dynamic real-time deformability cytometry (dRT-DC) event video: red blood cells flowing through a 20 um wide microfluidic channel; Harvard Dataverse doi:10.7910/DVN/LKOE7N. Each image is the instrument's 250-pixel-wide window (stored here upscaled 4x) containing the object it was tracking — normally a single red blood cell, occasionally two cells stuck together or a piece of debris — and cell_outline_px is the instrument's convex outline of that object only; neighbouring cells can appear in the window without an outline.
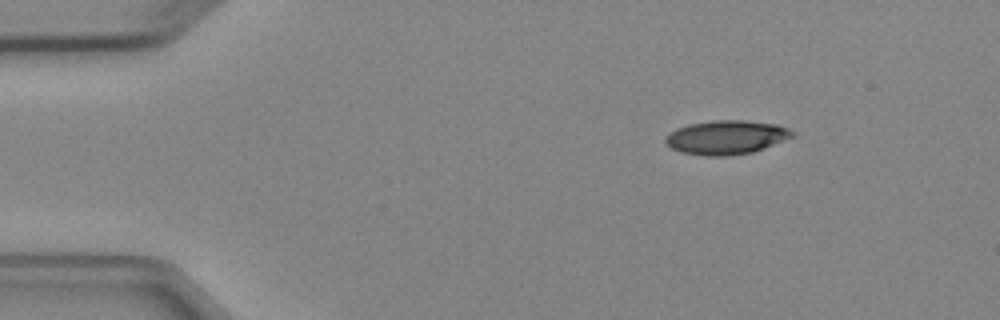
{"species": "Egyptian fruit bat (a non-hibernating species)", "species_latin": "Rousettus aegyptiacus", "temperature_condition": "cold", "stored_images_in_passage": 3, "camera_frame_rate_fps": 3000, "um_per_image_px": 0.085, "animal": {"sex": "female"}, "frame": {"image": 1, "passage_image": 1, "time_ms": 0.0, "image_size_px": [1000, 320], "cell_outline_px": [[796, 136], [752, 152], [728, 156], [708, 156], [680, 152], [672, 148], [664, 140], [664, 136], [676, 128], [688, 124], [712, 120], [744, 120], [780, 124], [788, 128]], "centroid_in_image_um": [61.73, 11.66], "position_along_channel_um": 23.3, "area_um2": 25.26}}